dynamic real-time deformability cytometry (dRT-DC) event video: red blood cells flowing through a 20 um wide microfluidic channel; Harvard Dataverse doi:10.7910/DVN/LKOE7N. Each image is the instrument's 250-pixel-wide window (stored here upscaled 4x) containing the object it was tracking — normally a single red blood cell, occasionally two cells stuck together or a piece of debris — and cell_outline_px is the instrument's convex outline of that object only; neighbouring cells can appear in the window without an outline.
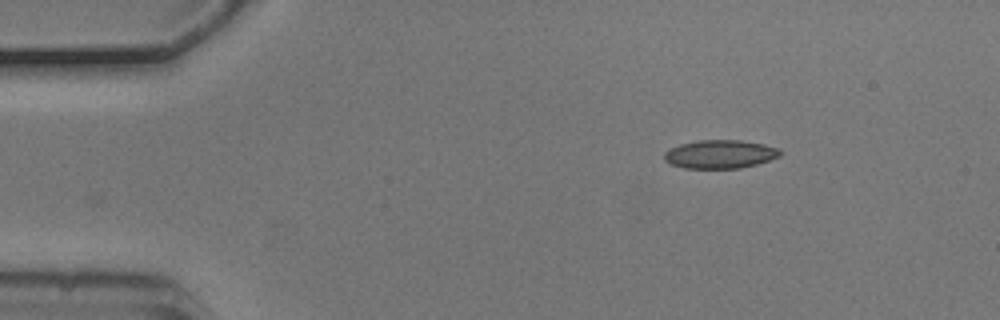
{"species": "common noctule bat (a hibernating species)", "species_latin": "Nyctalus noctula", "temperature_condition": "cold", "stored_images_in_passage": 36, "camera_frame_rate_fps": 3000, "um_per_image_px": 0.085, "animal": {"sex": "male", "body_mass_g": 20.5, "forearm_length_mm": 52.5}, "frame": {"image": 1, "passage_image": 1, "time_ms": 0.0, "image_size_px": [1000, 320], "cell_outline_px": [[780, 156], [756, 164], [740, 168], [684, 168], [672, 164], [664, 160], [664, 152], [680, 144], [696, 140], [740, 140], [764, 144], [780, 148]], "centroid_in_image_um": [61.2, 13.1], "position_along_channel_um": 23.8, "area_um2": 19.13}}
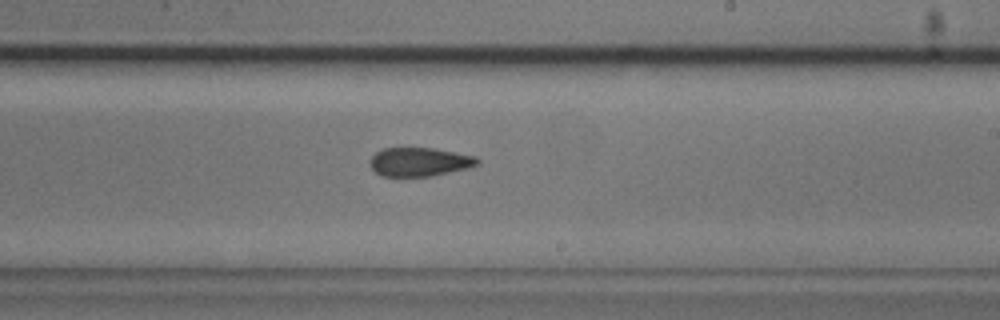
{"frame": {"image": 2, "passage_image": 25, "time_ms": 8.0, "image_size_px": [1000, 320], "cell_outline_px": [[480, 164], [472, 168], [432, 176], [380, 176], [368, 164], [368, 160], [376, 152], [384, 148], [436, 148], [476, 156], [480, 160]], "centroid_in_image_um": [35.7, 13.76], "position_along_channel_um": 253.3, "area_um2": 18.38}}
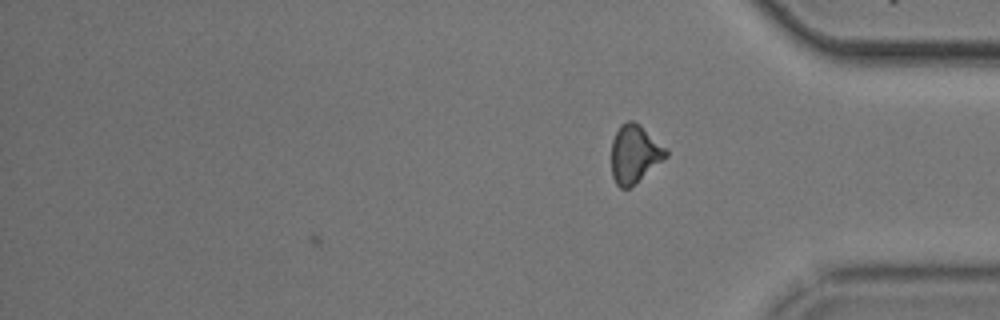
{"frame": {"image": 3, "passage_image": 36, "time_ms": 11.667, "image_size_px": [1000, 320], "cell_outline_px": [[668, 156], [628, 188], [620, 188], [616, 184], [612, 176], [612, 140], [620, 124], [628, 120], [632, 120], [640, 124], [668, 148]], "centroid_in_image_um": [53.95, 13.04], "position_along_channel_um": 381.2, "area_um2": 18.44}, "authors_computed_cell_mechanics": {"area_um2": 19.1029, "velocity_mm_per_s": 3.7259, "shape_relaxation_time_tau1_ms": 8.1755, "shape_relaxation_time_tau2_ms": 3.4374, "deformation_change_tau1": 0.1286, "deformation_change_tau2": 0.097}}